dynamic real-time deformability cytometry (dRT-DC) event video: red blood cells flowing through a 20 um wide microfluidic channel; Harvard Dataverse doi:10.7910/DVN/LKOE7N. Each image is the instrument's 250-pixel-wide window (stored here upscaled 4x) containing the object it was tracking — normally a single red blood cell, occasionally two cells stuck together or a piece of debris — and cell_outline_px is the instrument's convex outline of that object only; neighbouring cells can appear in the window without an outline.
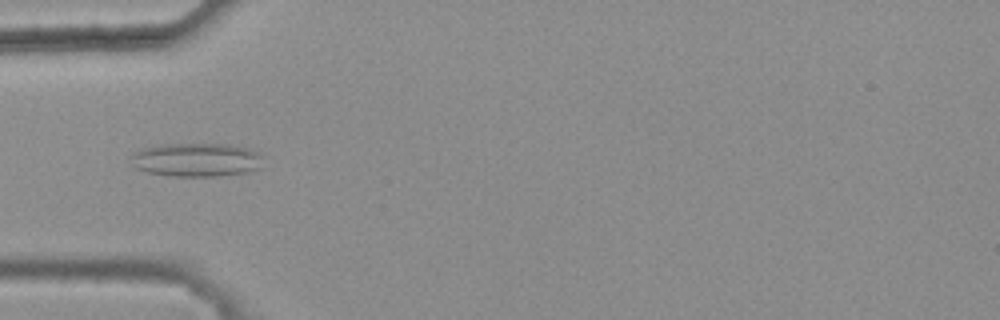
{"species": "common noctule bat (a hibernating species)", "species_latin": "Nyctalus noctula", "temperature_condition": "warm", "stored_images_in_passage": 35, "camera_frame_rate_fps": 3000, "um_per_image_px": 0.085, "animal": {"sex": "female", "body_mass_g": 25.1}, "frame": {"image": 1, "passage_image": 6, "time_ms": 1.667, "image_size_px": [1000, 320], "cell_outline_px": [[260, 168], [244, 172], [220, 176], [168, 176], [148, 172], [136, 168], [132, 164], [132, 152], [144, 148], [160, 144], [228, 144], [248, 148], [256, 152], [260, 156]], "centroid_in_image_um": [16.65, 13.58], "position_along_channel_um": 68.4, "area_um2": 25.78}}
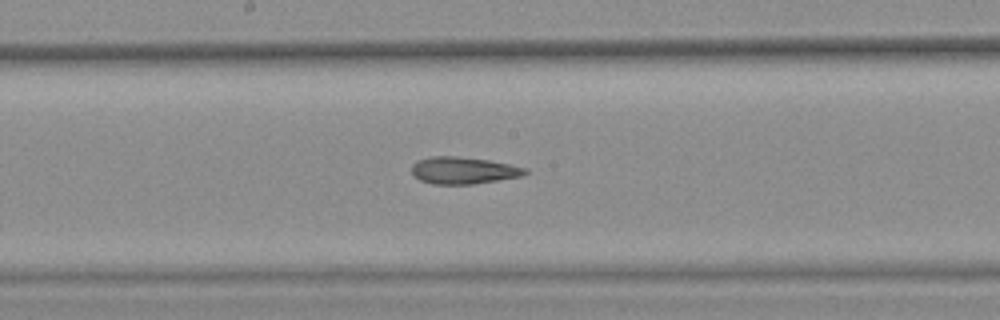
{"frame": {"image": 2, "passage_image": 17, "time_ms": 5.333, "image_size_px": [1000, 320], "cell_outline_px": [[528, 172], [520, 176], [472, 184], [432, 184], [420, 180], [412, 172], [412, 164], [416, 160], [432, 156], [456, 156], [488, 160], [528, 168]], "centroid_in_image_um": [39.36, 14.48], "position_along_channel_um": 208.8, "area_um2": 17.69}}
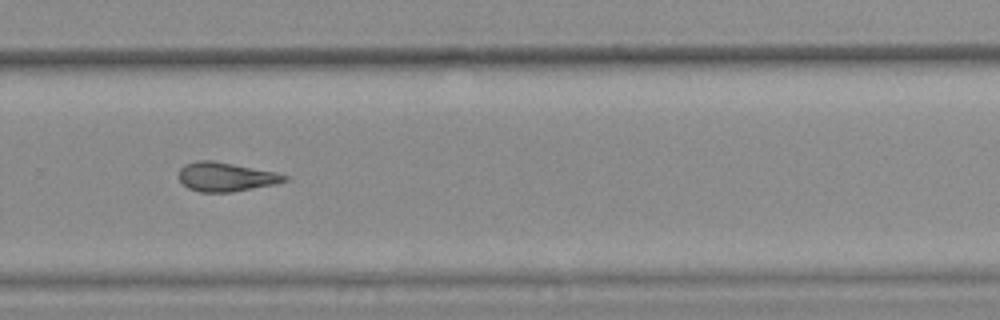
{"frame": {"image": 3, "passage_image": 25, "time_ms": 8.0, "image_size_px": [1000, 320], "cell_outline_px": [[288, 180], [276, 184], [232, 192], [200, 192], [188, 188], [180, 180], [180, 168], [184, 164], [196, 160], [212, 160], [276, 172], [288, 176]], "centroid_in_image_um": [19.2, 15.03], "position_along_channel_um": 310.6, "area_um2": 17.86}, "authors_computed_cell_mechanics": {"area_um2": 17.9758, "velocity_mm_per_s": 3.8279, "shape_relaxation_time_tau1_ms": null, "shape_relaxation_time_tau2_ms": 4.1738, "deformation_change_tau1": null, "deformation_change_tau2": 0.1529}}